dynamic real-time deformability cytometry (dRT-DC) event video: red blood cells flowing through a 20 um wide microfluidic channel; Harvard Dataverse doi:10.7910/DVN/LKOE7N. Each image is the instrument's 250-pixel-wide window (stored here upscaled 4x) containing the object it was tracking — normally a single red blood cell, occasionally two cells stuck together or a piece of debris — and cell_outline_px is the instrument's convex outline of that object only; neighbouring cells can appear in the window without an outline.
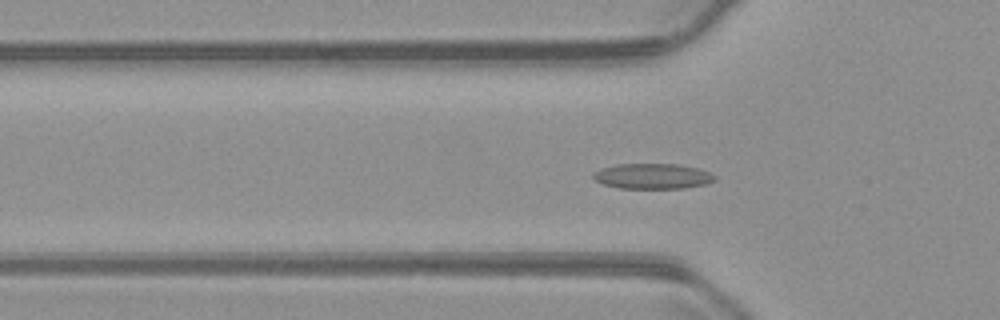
{"species": "common noctule bat (a hibernating species)", "species_latin": "Nyctalus noctula", "temperature_condition": "warm", "stored_images_in_passage": 51, "camera_frame_rate_fps": 3000, "um_per_image_px": 0.085, "animal": {"sex": "male", "body_mass_g": 23.1, "forearm_length_mm": 52.7}, "frame": {"image": 1, "passage_image": 18, "time_ms": 5.667, "image_size_px": [1000, 320], "cell_outline_px": [[716, 180], [704, 184], [684, 188], [620, 188], [604, 184], [596, 180], [592, 176], [592, 172], [600, 168], [616, 164], [676, 164], [696, 168], [708, 172], [716, 176]], "centroid_in_image_um": [55.43, 14.97], "position_along_channel_um": 70.4, "area_um2": 17.86}}
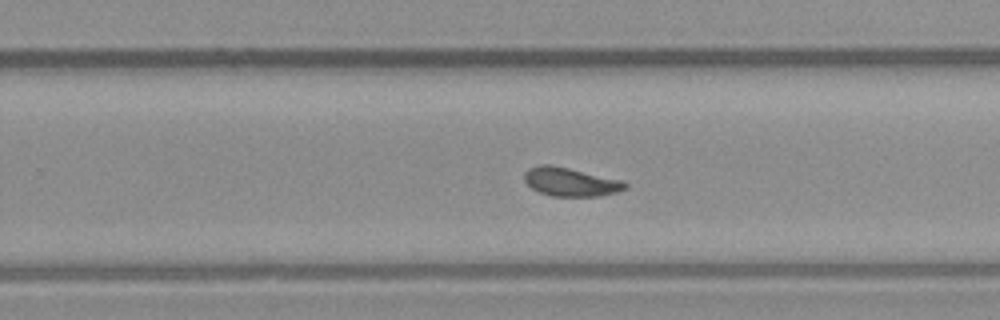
{"frame": {"image": 2, "passage_image": 35, "time_ms": 11.333, "image_size_px": [1000, 320], "cell_outline_px": [[628, 188], [616, 192], [600, 196], [552, 196], [540, 192], [532, 188], [524, 180], [524, 172], [528, 168], [540, 164], [552, 164], [624, 180], [628, 184]], "centroid_in_image_um": [48.52, 15.44], "position_along_channel_um": 281.3, "area_um2": 17.05}}
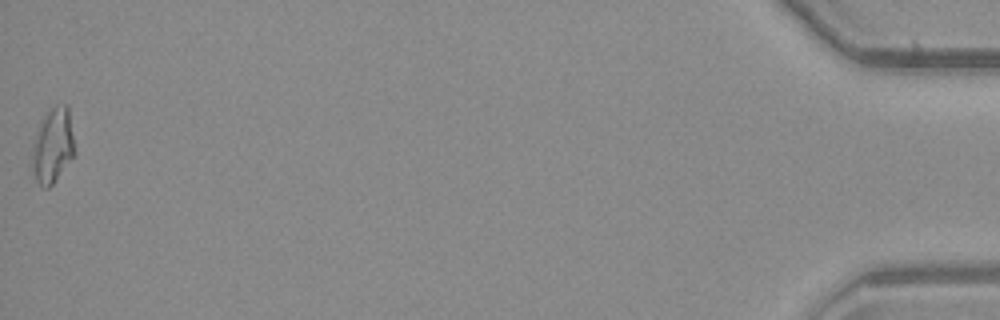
{"frame": {"image": 3, "passage_image": 51, "time_ms": 16.667, "image_size_px": [1000, 320], "cell_outline_px": [[76, 152], [52, 184], [48, 188], [44, 188], [36, 180], [28, 164], [32, 144], [40, 120], [48, 108], [56, 104], [68, 104]], "centroid_in_image_um": [4.44, 12.34], "position_along_channel_um": 430.8, "area_um2": 19.31}, "authors_computed_cell_mechanics": {"area_um2": 17.1666, "velocity_mm_per_s": 3.712, "shape_relaxation_time_tau1_ms": 8.5191, "shape_relaxation_time_tau2_ms": 2.6818, "deformation_change_tau1": 0.1576, "deformation_change_tau2": 0.1018}}